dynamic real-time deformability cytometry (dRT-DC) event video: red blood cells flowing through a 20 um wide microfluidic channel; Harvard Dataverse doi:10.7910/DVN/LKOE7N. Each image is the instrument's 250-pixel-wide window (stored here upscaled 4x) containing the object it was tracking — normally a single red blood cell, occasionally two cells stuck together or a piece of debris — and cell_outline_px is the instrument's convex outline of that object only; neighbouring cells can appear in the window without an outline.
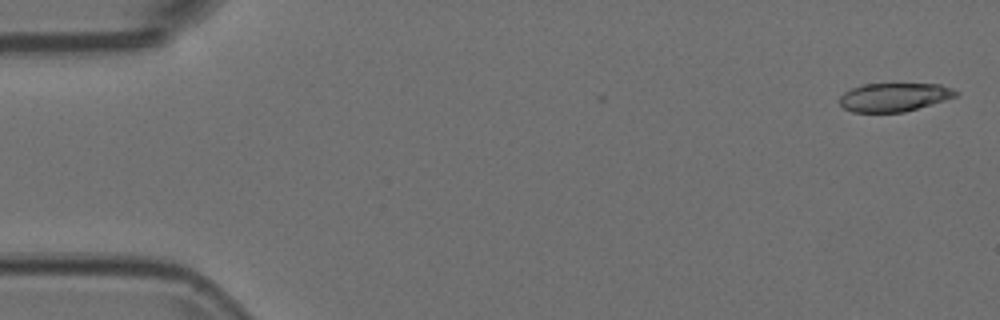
{"species": "Egyptian fruit bat (a non-hibernating species)", "species_latin": "Rousettus aegyptiacus", "temperature_condition": "room temperature", "stored_images_in_passage": 54, "camera_frame_rate_fps": 3000, "um_per_image_px": 0.085, "animal": {"sex": "female"}, "frame": {"image": 1, "passage_image": 1, "time_ms": 0.0, "image_size_px": [1000, 320], "cell_outline_px": [[960, 92], [956, 96], [944, 100], [904, 112], [852, 112], [844, 108], [840, 104], [840, 96], [844, 92], [860, 84], [940, 84], [952, 88]], "centroid_in_image_um": [75.99, 8.25], "position_along_channel_um": 9.0, "area_um2": 19.25}}
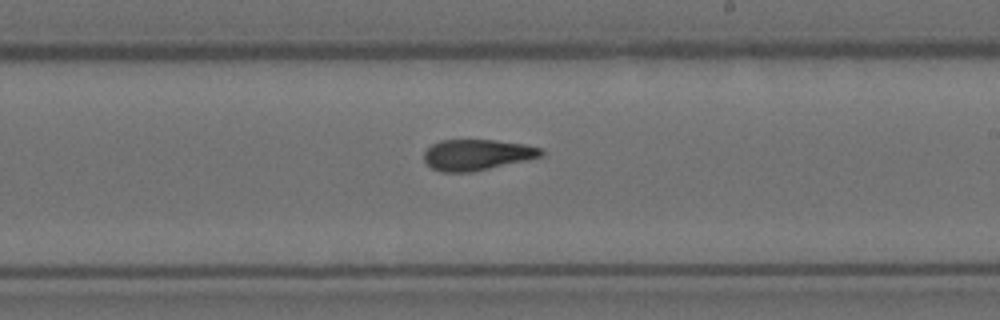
{"frame": {"image": 2, "passage_image": 31, "time_ms": 10.0, "image_size_px": [1000, 320], "cell_outline_px": [[544, 156], [528, 160], [472, 172], [440, 172], [432, 168], [424, 160], [424, 152], [432, 144], [440, 140], [496, 140], [524, 144], [540, 148], [544, 152]], "centroid_in_image_um": [40.56, 13.16], "position_along_channel_um": 248.4, "area_um2": 21.15}}
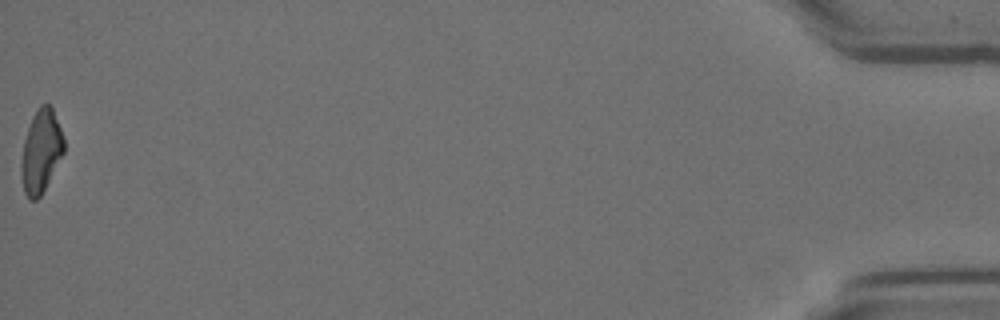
{"frame": {"image": 3, "passage_image": 54, "time_ms": 17.667, "image_size_px": [1000, 320], "cell_outline_px": [[64, 152], [40, 196], [36, 200], [28, 200], [24, 192], [20, 172], [20, 164], [24, 140], [32, 116], [40, 104], [48, 104], [52, 108], [60, 128], [64, 140]], "centroid_in_image_um": [3.46, 12.87], "position_along_channel_um": 431.7, "area_um2": 20.46}}